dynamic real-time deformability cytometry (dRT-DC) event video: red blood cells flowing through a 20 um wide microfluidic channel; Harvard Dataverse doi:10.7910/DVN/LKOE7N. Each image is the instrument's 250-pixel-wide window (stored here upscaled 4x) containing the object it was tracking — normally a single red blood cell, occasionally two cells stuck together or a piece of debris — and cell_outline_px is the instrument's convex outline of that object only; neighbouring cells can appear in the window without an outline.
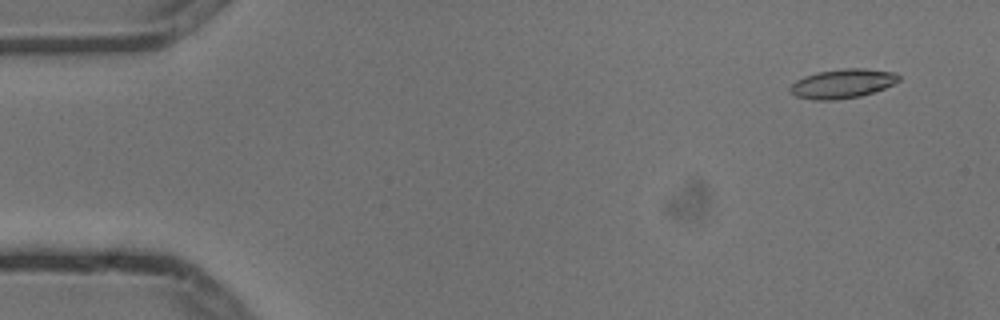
{"species": "common noctule bat (a hibernating species)", "species_latin": "Nyctalus noctula", "temperature_condition": "cold", "stored_images_in_passage": 6, "camera_frame_rate_fps": 3000, "um_per_image_px": 0.085, "animal": {"sex": "male", "body_mass_g": 13.3}, "frame": {"image": 1, "passage_image": 2, "time_ms": 0.333, "image_size_px": [1000, 320], "cell_outline_px": [[900, 80], [884, 88], [860, 96], [836, 100], [812, 100], [796, 96], [788, 92], [788, 88], [796, 80], [804, 76], [816, 72], [844, 68], [864, 68], [896, 72], [900, 76]], "centroid_in_image_um": [71.58, 7.1], "position_along_channel_um": 13.4, "area_um2": 18.67}}